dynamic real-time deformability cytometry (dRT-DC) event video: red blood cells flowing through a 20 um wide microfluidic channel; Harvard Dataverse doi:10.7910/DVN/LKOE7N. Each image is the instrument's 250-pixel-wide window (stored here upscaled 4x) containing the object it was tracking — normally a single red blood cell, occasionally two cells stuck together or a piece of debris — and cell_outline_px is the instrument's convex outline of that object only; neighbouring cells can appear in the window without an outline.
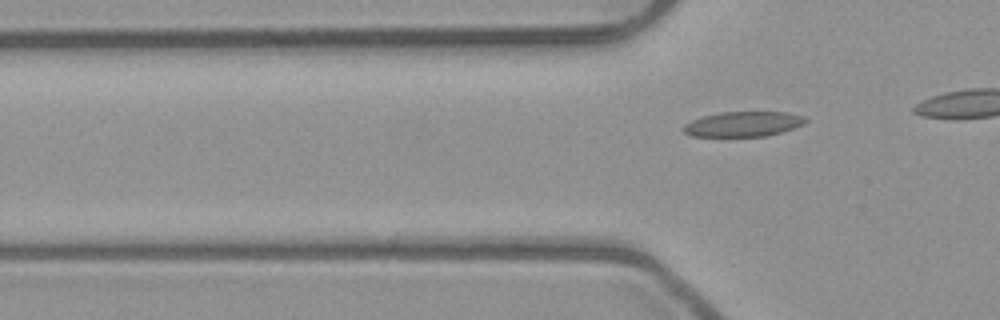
{"species": "common noctule bat (a hibernating species)", "species_latin": "Nyctalus noctula", "temperature_condition": "room temperature", "stored_images_in_passage": 4, "camera_frame_rate_fps": 3000, "um_per_image_px": 0.085, "animal": {"sex": "male", "body_mass_g": 23.1, "forearm_length_mm": 52.7}, "frame": {"image": 1, "passage_image": 4, "time_ms": 1.0, "image_size_px": [1000, 320], "cell_outline_px": [[808, 120], [804, 124], [780, 132], [764, 136], [692, 136], [684, 132], [680, 128], [684, 124], [692, 120], [704, 116], [720, 112], [788, 112], [804, 116]], "centroid_in_image_um": [63.16, 10.54], "position_along_channel_um": 62.6, "area_um2": 17.74}}